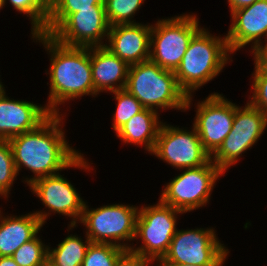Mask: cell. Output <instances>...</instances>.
Here are the masks:
<instances>
[{
	"label": "cell",
	"mask_w": 267,
	"mask_h": 266,
	"mask_svg": "<svg viewBox=\"0 0 267 266\" xmlns=\"http://www.w3.org/2000/svg\"><path fill=\"white\" fill-rule=\"evenodd\" d=\"M51 53L50 92L46 106L52 114H59L58 105L84 95H94L90 48L66 46L50 35H32Z\"/></svg>",
	"instance_id": "cell-2"
},
{
	"label": "cell",
	"mask_w": 267,
	"mask_h": 266,
	"mask_svg": "<svg viewBox=\"0 0 267 266\" xmlns=\"http://www.w3.org/2000/svg\"><path fill=\"white\" fill-rule=\"evenodd\" d=\"M231 54L226 36H212L200 28L191 38L189 46L174 71L180 89L191 96L194 90L215 78L227 64Z\"/></svg>",
	"instance_id": "cell-3"
},
{
	"label": "cell",
	"mask_w": 267,
	"mask_h": 266,
	"mask_svg": "<svg viewBox=\"0 0 267 266\" xmlns=\"http://www.w3.org/2000/svg\"><path fill=\"white\" fill-rule=\"evenodd\" d=\"M30 189L50 211L73 217L70 229L81 219L85 202L76 189L62 175L45 176L32 181ZM79 219V220H78Z\"/></svg>",
	"instance_id": "cell-14"
},
{
	"label": "cell",
	"mask_w": 267,
	"mask_h": 266,
	"mask_svg": "<svg viewBox=\"0 0 267 266\" xmlns=\"http://www.w3.org/2000/svg\"><path fill=\"white\" fill-rule=\"evenodd\" d=\"M138 212V207L123 204L106 205L89 210L85 203L79 221L87 228L86 236L91 242L130 249L131 246L125 243L122 245L120 241L135 239Z\"/></svg>",
	"instance_id": "cell-6"
},
{
	"label": "cell",
	"mask_w": 267,
	"mask_h": 266,
	"mask_svg": "<svg viewBox=\"0 0 267 266\" xmlns=\"http://www.w3.org/2000/svg\"><path fill=\"white\" fill-rule=\"evenodd\" d=\"M197 104L193 126L204 149L212 156L231 131L235 104L219 93H212Z\"/></svg>",
	"instance_id": "cell-12"
},
{
	"label": "cell",
	"mask_w": 267,
	"mask_h": 266,
	"mask_svg": "<svg viewBox=\"0 0 267 266\" xmlns=\"http://www.w3.org/2000/svg\"><path fill=\"white\" fill-rule=\"evenodd\" d=\"M48 247L36 235L11 256L19 266H47Z\"/></svg>",
	"instance_id": "cell-24"
},
{
	"label": "cell",
	"mask_w": 267,
	"mask_h": 266,
	"mask_svg": "<svg viewBox=\"0 0 267 266\" xmlns=\"http://www.w3.org/2000/svg\"><path fill=\"white\" fill-rule=\"evenodd\" d=\"M258 0H228L229 7H230V12L232 13L233 11L252 5L254 2Z\"/></svg>",
	"instance_id": "cell-32"
},
{
	"label": "cell",
	"mask_w": 267,
	"mask_h": 266,
	"mask_svg": "<svg viewBox=\"0 0 267 266\" xmlns=\"http://www.w3.org/2000/svg\"><path fill=\"white\" fill-rule=\"evenodd\" d=\"M85 9H105V0H52L45 34L51 35L71 14Z\"/></svg>",
	"instance_id": "cell-22"
},
{
	"label": "cell",
	"mask_w": 267,
	"mask_h": 266,
	"mask_svg": "<svg viewBox=\"0 0 267 266\" xmlns=\"http://www.w3.org/2000/svg\"><path fill=\"white\" fill-rule=\"evenodd\" d=\"M156 25V26H155ZM150 33V58L161 68L175 71L189 46L191 38L200 29L195 15H181L158 20Z\"/></svg>",
	"instance_id": "cell-5"
},
{
	"label": "cell",
	"mask_w": 267,
	"mask_h": 266,
	"mask_svg": "<svg viewBox=\"0 0 267 266\" xmlns=\"http://www.w3.org/2000/svg\"><path fill=\"white\" fill-rule=\"evenodd\" d=\"M153 260L143 257L142 255L125 249L118 257L115 266H149Z\"/></svg>",
	"instance_id": "cell-30"
},
{
	"label": "cell",
	"mask_w": 267,
	"mask_h": 266,
	"mask_svg": "<svg viewBox=\"0 0 267 266\" xmlns=\"http://www.w3.org/2000/svg\"><path fill=\"white\" fill-rule=\"evenodd\" d=\"M158 111L144 108L121 127L116 135L125 143L145 144L149 153L154 150L156 139L163 122L158 120ZM160 122V123H159Z\"/></svg>",
	"instance_id": "cell-20"
},
{
	"label": "cell",
	"mask_w": 267,
	"mask_h": 266,
	"mask_svg": "<svg viewBox=\"0 0 267 266\" xmlns=\"http://www.w3.org/2000/svg\"><path fill=\"white\" fill-rule=\"evenodd\" d=\"M152 154L178 169L203 166L212 159L194 126L187 131L163 123Z\"/></svg>",
	"instance_id": "cell-11"
},
{
	"label": "cell",
	"mask_w": 267,
	"mask_h": 266,
	"mask_svg": "<svg viewBox=\"0 0 267 266\" xmlns=\"http://www.w3.org/2000/svg\"><path fill=\"white\" fill-rule=\"evenodd\" d=\"M4 90L2 83L0 82V93Z\"/></svg>",
	"instance_id": "cell-36"
},
{
	"label": "cell",
	"mask_w": 267,
	"mask_h": 266,
	"mask_svg": "<svg viewBox=\"0 0 267 266\" xmlns=\"http://www.w3.org/2000/svg\"><path fill=\"white\" fill-rule=\"evenodd\" d=\"M19 12L31 17L32 35L45 33L49 15V4L45 0H9ZM6 0H4V4Z\"/></svg>",
	"instance_id": "cell-23"
},
{
	"label": "cell",
	"mask_w": 267,
	"mask_h": 266,
	"mask_svg": "<svg viewBox=\"0 0 267 266\" xmlns=\"http://www.w3.org/2000/svg\"><path fill=\"white\" fill-rule=\"evenodd\" d=\"M110 24L105 9H85L71 14L50 36L72 47L105 46Z\"/></svg>",
	"instance_id": "cell-13"
},
{
	"label": "cell",
	"mask_w": 267,
	"mask_h": 266,
	"mask_svg": "<svg viewBox=\"0 0 267 266\" xmlns=\"http://www.w3.org/2000/svg\"><path fill=\"white\" fill-rule=\"evenodd\" d=\"M151 29L152 25L139 23L112 25L105 47L128 65L148 61Z\"/></svg>",
	"instance_id": "cell-16"
},
{
	"label": "cell",
	"mask_w": 267,
	"mask_h": 266,
	"mask_svg": "<svg viewBox=\"0 0 267 266\" xmlns=\"http://www.w3.org/2000/svg\"><path fill=\"white\" fill-rule=\"evenodd\" d=\"M48 4H50L52 2V0H45Z\"/></svg>",
	"instance_id": "cell-37"
},
{
	"label": "cell",
	"mask_w": 267,
	"mask_h": 266,
	"mask_svg": "<svg viewBox=\"0 0 267 266\" xmlns=\"http://www.w3.org/2000/svg\"><path fill=\"white\" fill-rule=\"evenodd\" d=\"M224 173L210 160L195 168H186L164 188L159 198L163 204L183 213L207 204L216 180Z\"/></svg>",
	"instance_id": "cell-7"
},
{
	"label": "cell",
	"mask_w": 267,
	"mask_h": 266,
	"mask_svg": "<svg viewBox=\"0 0 267 266\" xmlns=\"http://www.w3.org/2000/svg\"><path fill=\"white\" fill-rule=\"evenodd\" d=\"M231 18L232 24L226 36L230 52L252 42V53H255L262 46L261 37L267 38V0H258L237 9L231 13Z\"/></svg>",
	"instance_id": "cell-15"
},
{
	"label": "cell",
	"mask_w": 267,
	"mask_h": 266,
	"mask_svg": "<svg viewBox=\"0 0 267 266\" xmlns=\"http://www.w3.org/2000/svg\"><path fill=\"white\" fill-rule=\"evenodd\" d=\"M180 213L183 212L163 204L160 200L156 205L142 206L136 221L135 239L141 237L143 246H132L130 250L153 261H160L176 234V215Z\"/></svg>",
	"instance_id": "cell-9"
},
{
	"label": "cell",
	"mask_w": 267,
	"mask_h": 266,
	"mask_svg": "<svg viewBox=\"0 0 267 266\" xmlns=\"http://www.w3.org/2000/svg\"><path fill=\"white\" fill-rule=\"evenodd\" d=\"M90 62L94 96L103 91L112 92L125 89L129 69V65L125 61L105 46H98L90 47Z\"/></svg>",
	"instance_id": "cell-18"
},
{
	"label": "cell",
	"mask_w": 267,
	"mask_h": 266,
	"mask_svg": "<svg viewBox=\"0 0 267 266\" xmlns=\"http://www.w3.org/2000/svg\"><path fill=\"white\" fill-rule=\"evenodd\" d=\"M254 61L255 71L252 77L254 81L252 84L254 93L251 100L248 102L267 115V69H265L256 59Z\"/></svg>",
	"instance_id": "cell-29"
},
{
	"label": "cell",
	"mask_w": 267,
	"mask_h": 266,
	"mask_svg": "<svg viewBox=\"0 0 267 266\" xmlns=\"http://www.w3.org/2000/svg\"><path fill=\"white\" fill-rule=\"evenodd\" d=\"M11 146L8 140L0 139V195L8 196L17 177Z\"/></svg>",
	"instance_id": "cell-28"
},
{
	"label": "cell",
	"mask_w": 267,
	"mask_h": 266,
	"mask_svg": "<svg viewBox=\"0 0 267 266\" xmlns=\"http://www.w3.org/2000/svg\"><path fill=\"white\" fill-rule=\"evenodd\" d=\"M124 250L113 244L91 242L81 266H115Z\"/></svg>",
	"instance_id": "cell-25"
},
{
	"label": "cell",
	"mask_w": 267,
	"mask_h": 266,
	"mask_svg": "<svg viewBox=\"0 0 267 266\" xmlns=\"http://www.w3.org/2000/svg\"><path fill=\"white\" fill-rule=\"evenodd\" d=\"M159 262H157V266H198V265H188V264H180V263H177V264H159Z\"/></svg>",
	"instance_id": "cell-34"
},
{
	"label": "cell",
	"mask_w": 267,
	"mask_h": 266,
	"mask_svg": "<svg viewBox=\"0 0 267 266\" xmlns=\"http://www.w3.org/2000/svg\"><path fill=\"white\" fill-rule=\"evenodd\" d=\"M267 40L265 39V43ZM254 59H256L265 69H267V43L254 53Z\"/></svg>",
	"instance_id": "cell-31"
},
{
	"label": "cell",
	"mask_w": 267,
	"mask_h": 266,
	"mask_svg": "<svg viewBox=\"0 0 267 266\" xmlns=\"http://www.w3.org/2000/svg\"><path fill=\"white\" fill-rule=\"evenodd\" d=\"M5 89L0 93V139L9 140L40 125L51 113L46 105L15 101L6 97Z\"/></svg>",
	"instance_id": "cell-17"
},
{
	"label": "cell",
	"mask_w": 267,
	"mask_h": 266,
	"mask_svg": "<svg viewBox=\"0 0 267 266\" xmlns=\"http://www.w3.org/2000/svg\"><path fill=\"white\" fill-rule=\"evenodd\" d=\"M143 2L144 0H105V12L110 26L136 23L131 18Z\"/></svg>",
	"instance_id": "cell-27"
},
{
	"label": "cell",
	"mask_w": 267,
	"mask_h": 266,
	"mask_svg": "<svg viewBox=\"0 0 267 266\" xmlns=\"http://www.w3.org/2000/svg\"><path fill=\"white\" fill-rule=\"evenodd\" d=\"M267 127V115L249 102L243 109L235 105L230 133L211 156L212 162L224 173L237 163L240 155L257 143Z\"/></svg>",
	"instance_id": "cell-10"
},
{
	"label": "cell",
	"mask_w": 267,
	"mask_h": 266,
	"mask_svg": "<svg viewBox=\"0 0 267 266\" xmlns=\"http://www.w3.org/2000/svg\"><path fill=\"white\" fill-rule=\"evenodd\" d=\"M83 241L76 235H69L57 248L50 250L48 247L47 266H81L91 243L87 236Z\"/></svg>",
	"instance_id": "cell-21"
},
{
	"label": "cell",
	"mask_w": 267,
	"mask_h": 266,
	"mask_svg": "<svg viewBox=\"0 0 267 266\" xmlns=\"http://www.w3.org/2000/svg\"><path fill=\"white\" fill-rule=\"evenodd\" d=\"M0 266H19L11 256L0 257Z\"/></svg>",
	"instance_id": "cell-33"
},
{
	"label": "cell",
	"mask_w": 267,
	"mask_h": 266,
	"mask_svg": "<svg viewBox=\"0 0 267 266\" xmlns=\"http://www.w3.org/2000/svg\"><path fill=\"white\" fill-rule=\"evenodd\" d=\"M111 93L115 94L114 99L118 101L113 118V129L117 132L129 119L140 113L144 107L125 89L112 91Z\"/></svg>",
	"instance_id": "cell-26"
},
{
	"label": "cell",
	"mask_w": 267,
	"mask_h": 266,
	"mask_svg": "<svg viewBox=\"0 0 267 266\" xmlns=\"http://www.w3.org/2000/svg\"><path fill=\"white\" fill-rule=\"evenodd\" d=\"M125 90L144 108L156 111L158 108L185 111L192 101V95L187 96L180 89L174 71L163 69L150 60L129 65Z\"/></svg>",
	"instance_id": "cell-4"
},
{
	"label": "cell",
	"mask_w": 267,
	"mask_h": 266,
	"mask_svg": "<svg viewBox=\"0 0 267 266\" xmlns=\"http://www.w3.org/2000/svg\"><path fill=\"white\" fill-rule=\"evenodd\" d=\"M4 5V0H0V9L3 8Z\"/></svg>",
	"instance_id": "cell-35"
},
{
	"label": "cell",
	"mask_w": 267,
	"mask_h": 266,
	"mask_svg": "<svg viewBox=\"0 0 267 266\" xmlns=\"http://www.w3.org/2000/svg\"><path fill=\"white\" fill-rule=\"evenodd\" d=\"M61 119L62 115L51 113L35 129L8 140L16 172L19 174L24 166L35 174L26 179L28 185L38 178L58 174L62 169H89L83 154L72 149L65 140Z\"/></svg>",
	"instance_id": "cell-1"
},
{
	"label": "cell",
	"mask_w": 267,
	"mask_h": 266,
	"mask_svg": "<svg viewBox=\"0 0 267 266\" xmlns=\"http://www.w3.org/2000/svg\"><path fill=\"white\" fill-rule=\"evenodd\" d=\"M223 245L214 229L177 230L159 264L223 266L229 253Z\"/></svg>",
	"instance_id": "cell-8"
},
{
	"label": "cell",
	"mask_w": 267,
	"mask_h": 266,
	"mask_svg": "<svg viewBox=\"0 0 267 266\" xmlns=\"http://www.w3.org/2000/svg\"><path fill=\"white\" fill-rule=\"evenodd\" d=\"M48 214L43 211L19 217H3L0 214V257L12 256L24 243L33 239L43 227Z\"/></svg>",
	"instance_id": "cell-19"
}]
</instances>
